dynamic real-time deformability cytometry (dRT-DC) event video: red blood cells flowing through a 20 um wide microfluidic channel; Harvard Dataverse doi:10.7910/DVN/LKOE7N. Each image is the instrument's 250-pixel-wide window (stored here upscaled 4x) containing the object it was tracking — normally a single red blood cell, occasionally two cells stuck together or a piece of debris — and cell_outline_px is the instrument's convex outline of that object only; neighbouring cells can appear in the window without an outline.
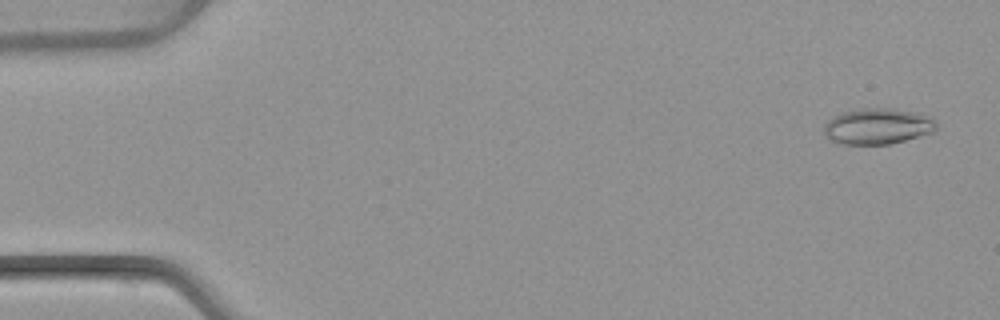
{"species": "common noctule bat (a hibernating species)", "species_latin": "Nyctalus noctula", "temperature_condition": "warm", "stored_images_in_passage": 50, "camera_frame_rate_fps": 3000, "um_per_image_px": 0.085, "animal": {"sex": "female", "body_mass_g": 22.7, "forearm_length_mm": 54.2}, "frame": {"image": 1, "passage_image": 2, "time_ms": 0.333, "image_size_px": [1000, 320], "cell_outline_px": [[936, 132], [888, 144], [840, 144], [828, 140], [824, 136], [824, 124], [832, 116], [844, 112], [864, 108], [896, 108], [920, 112], [932, 116], [936, 120]], "centroid_in_image_um": [74.63, 10.72], "position_along_channel_um": 10.4, "area_um2": 24.04}}
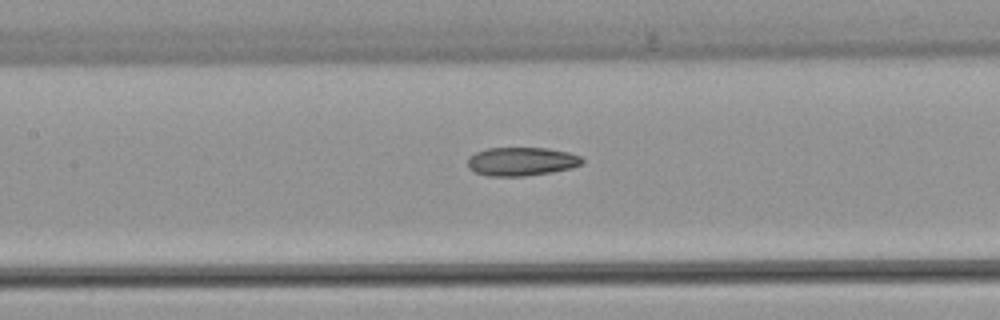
{"frame": {"image": 2, "passage_image": 23, "time_ms": 7.333, "image_size_px": [1000, 320], "cell_outline_px": [[584, 160], [580, 164], [572, 168], [552, 172], [524, 176], [488, 176], [476, 172], [468, 168], [468, 156], [476, 152], [488, 148], [548, 148], [568, 152], [580, 156]], "centroid_in_image_um": [44.31, 13.72], "position_along_channel_um": 163.1, "area_um2": 19.07}}
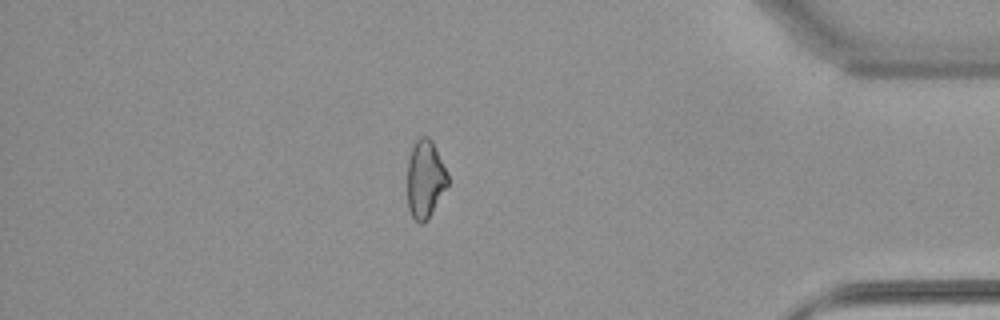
{"frame": {"image": 3, "passage_image": 43, "time_ms": 14.0, "image_size_px": [1000, 320], "cell_outline_px": [[448, 184], [428, 220], [424, 224], [420, 224], [412, 216], [408, 208], [408, 160], [412, 148], [416, 140], [420, 136], [428, 136], [432, 140], [448, 172]], "centroid_in_image_um": [36.15, 15.22], "position_along_channel_um": 399.1, "area_um2": 18.44}, "authors_computed_cell_mechanics": {"area_um2": 19.8832, "velocity_mm_per_s": 4.088, "shape_relaxation_time_tau1_ms": null, "shape_relaxation_time_tau2_ms": 4.8903, "deformation_change_tau1": null, "deformation_change_tau2": 0.1243}}